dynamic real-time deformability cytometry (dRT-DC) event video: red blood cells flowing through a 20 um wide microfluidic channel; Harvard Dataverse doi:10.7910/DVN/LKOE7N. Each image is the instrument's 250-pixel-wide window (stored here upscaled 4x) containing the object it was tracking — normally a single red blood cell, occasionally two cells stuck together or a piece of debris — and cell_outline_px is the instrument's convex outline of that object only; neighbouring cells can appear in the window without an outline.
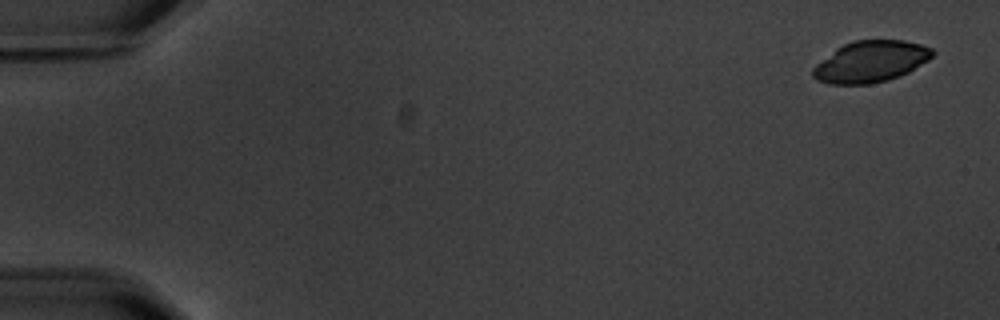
{"species": "common noctule bat (a hibernating species)", "species_latin": "Nyctalus noctula", "temperature_condition": "warm", "stored_images_in_passage": 8, "camera_frame_rate_fps": 3000, "um_per_image_px": 0.085, "animal": {"sex": "male", "body_mass_g": 20.1, "forearm_length_mm": 53.5}, "frame": {"image": 1, "passage_image": 1, "time_ms": 0.0, "image_size_px": [1000, 320], "cell_outline_px": [[936, 52], [928, 60], [908, 72], [900, 76], [888, 80], [872, 84], [828, 84], [816, 80], [812, 76], [812, 68], [816, 64], [836, 48], [852, 40], [904, 40], [920, 44], [932, 48]], "centroid_in_image_um": [73.99, 5.24], "position_along_channel_um": 11.0, "area_um2": 28.96}}